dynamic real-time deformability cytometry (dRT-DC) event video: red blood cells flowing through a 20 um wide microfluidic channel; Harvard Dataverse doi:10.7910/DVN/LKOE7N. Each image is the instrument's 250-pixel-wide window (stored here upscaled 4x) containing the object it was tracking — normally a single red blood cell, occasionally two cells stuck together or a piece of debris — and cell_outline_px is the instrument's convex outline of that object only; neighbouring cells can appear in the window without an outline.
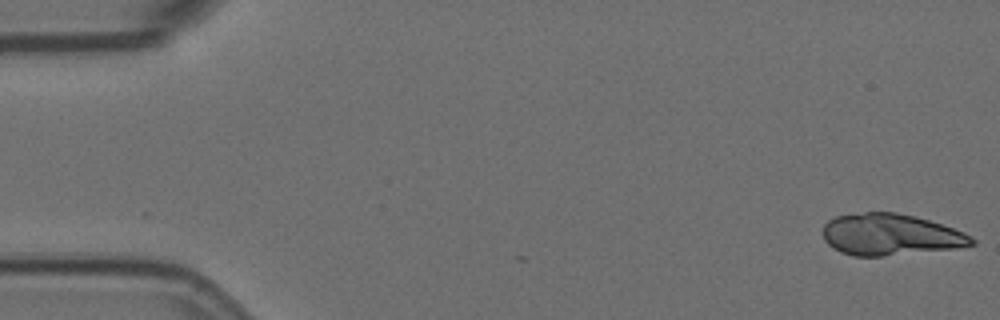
{"species": "Egyptian fruit bat (a non-hibernating species)", "species_latin": "Rousettus aegyptiacus", "temperature_condition": "room temperature", "stored_images_in_passage": 15, "camera_frame_rate_fps": 3000, "um_per_image_px": 0.085, "animal": {"sex": "female"}, "frame": {"image": 1, "passage_image": 1, "time_ms": 0.0, "image_size_px": [1000, 320], "cell_outline_px": [[976, 244], [956, 248], [880, 256], [852, 256], [840, 252], [828, 244], [824, 240], [824, 224], [828, 220], [836, 216], [864, 212], [896, 212], [916, 216], [964, 232], [972, 236], [976, 240]], "centroid_in_image_um": [75.69, 19.94], "position_along_channel_um": 9.3, "area_um2": 35.89}}